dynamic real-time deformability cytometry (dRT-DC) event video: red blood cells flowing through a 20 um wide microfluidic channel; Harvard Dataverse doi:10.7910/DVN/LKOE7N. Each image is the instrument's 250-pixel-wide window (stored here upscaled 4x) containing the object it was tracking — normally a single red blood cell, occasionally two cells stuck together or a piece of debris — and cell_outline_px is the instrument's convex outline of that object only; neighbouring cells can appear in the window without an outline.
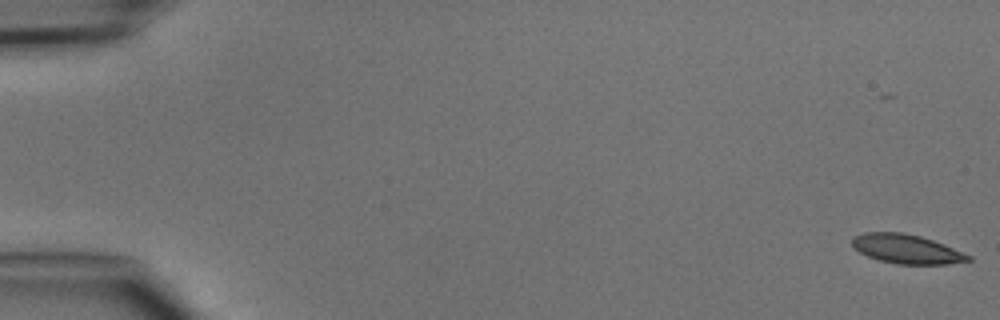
{"species": "common noctule bat (a hibernating species)", "species_latin": "Nyctalus noctula", "temperature_condition": "cold", "stored_images_in_passage": 48, "camera_frame_rate_fps": 3000, "um_per_image_px": 0.085, "animal": {"sex": "male", "body_mass_g": 15.6}, "frame": {"image": 1, "passage_image": 1, "time_ms": 0.0, "image_size_px": [1000, 320], "cell_outline_px": [[972, 260], [948, 264], [896, 264], [880, 260], [868, 256], [860, 252], [852, 244], [852, 236], [864, 232], [900, 232], [920, 236], [944, 244], [972, 256]], "centroid_in_image_um": [77.06, 21.16], "position_along_channel_um": 7.9, "area_um2": 19.65}}
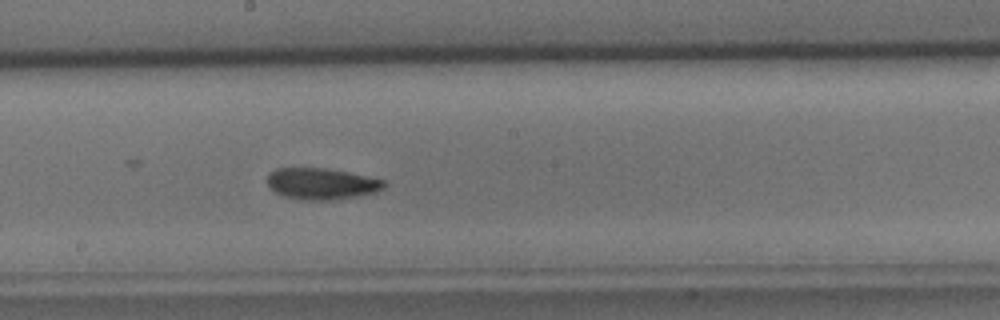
{"frame": {"image": 2, "passage_image": 27, "time_ms": 8.667, "image_size_px": [1000, 320], "cell_outline_px": [[388, 184], [384, 188], [376, 192], [356, 196], [332, 200], [308, 200], [284, 196], [276, 192], [268, 184], [268, 172], [276, 168], [328, 168], [348, 172], [384, 180]], "centroid_in_image_um": [27.35, 15.61], "position_along_channel_um": 220.8, "area_um2": 21.27}}
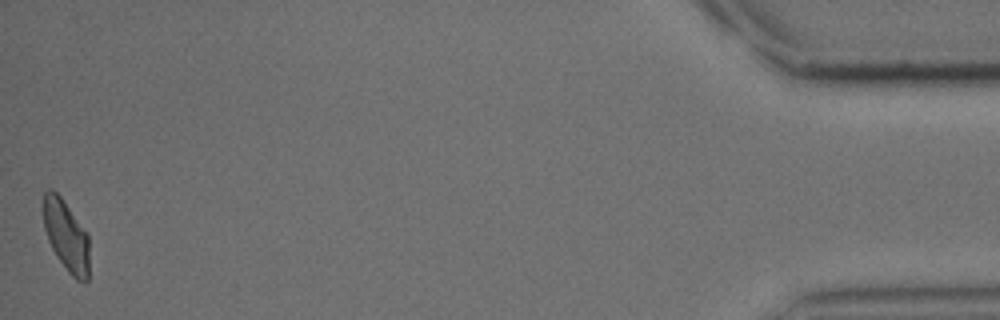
{"frame": {"image": 3, "passage_image": 48, "time_ms": 15.667, "image_size_px": [1000, 320], "cell_outline_px": [[88, 280], [84, 284], [76, 280], [68, 272], [56, 256], [48, 240], [44, 228], [40, 208], [44, 192], [48, 188], [52, 188], [60, 196], [88, 232]], "centroid_in_image_um": [5.58, 19.99], "position_along_channel_um": 429.6, "area_um2": 19.59}}